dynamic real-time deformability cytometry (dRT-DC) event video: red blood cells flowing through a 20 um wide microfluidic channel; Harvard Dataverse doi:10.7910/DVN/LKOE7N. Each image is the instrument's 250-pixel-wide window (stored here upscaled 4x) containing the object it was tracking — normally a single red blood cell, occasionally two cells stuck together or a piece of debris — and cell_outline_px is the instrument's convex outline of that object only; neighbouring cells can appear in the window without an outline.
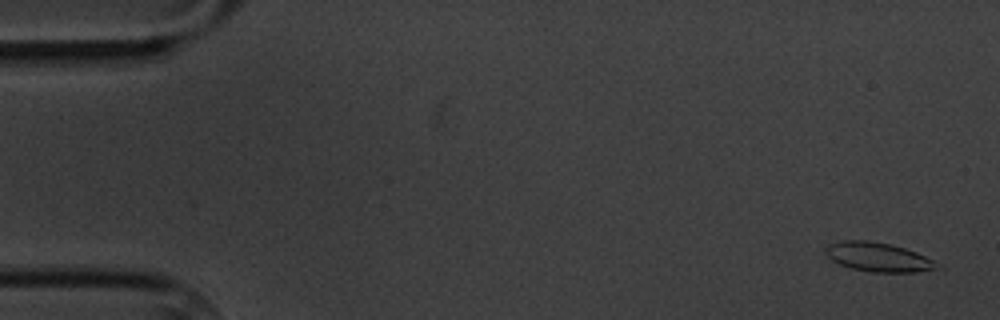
{"species": "common noctule bat (a hibernating species)", "species_latin": "Nyctalus noctula", "temperature_condition": "cold", "stored_images_in_passage": 15, "camera_frame_rate_fps": 3000, "um_per_image_px": 0.085, "animal": {"sex": "male", "body_mass_g": 20.1, "forearm_length_mm": 53.5}, "frame": {"image": 1, "passage_image": 1, "time_ms": 0.0, "image_size_px": [1000, 320], "cell_outline_px": [[936, 268], [912, 272], [872, 272], [852, 268], [840, 264], [832, 260], [824, 252], [824, 248], [828, 244], [844, 240], [868, 240], [892, 244], [916, 252], [932, 260], [936, 264]], "centroid_in_image_um": [74.56, 21.83], "position_along_channel_um": 10.4, "area_um2": 18.61}}
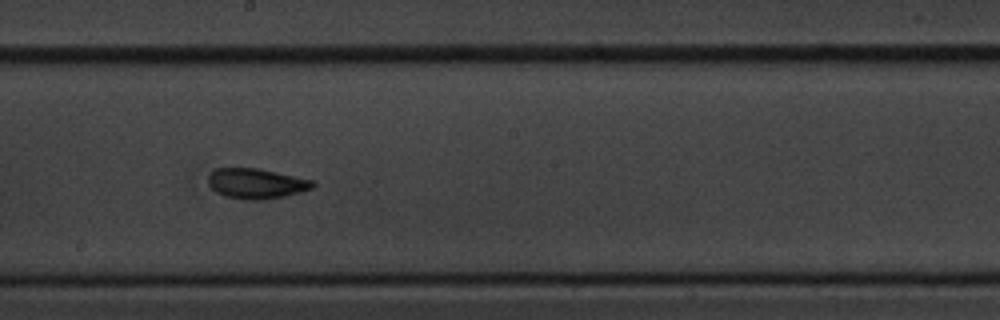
{"frame": {"image": 2, "passage_image": 9, "time_ms": 10.0, "image_size_px": [1000, 320], "cell_outline_px": [[316, 184], [312, 188], [300, 192], [284, 196], [264, 200], [244, 200], [224, 196], [216, 192], [208, 184], [208, 176], [216, 168], [256, 168], [316, 180]], "centroid_in_image_um": [21.8, 15.61], "position_along_channel_um": 226.4, "area_um2": 18.55}}
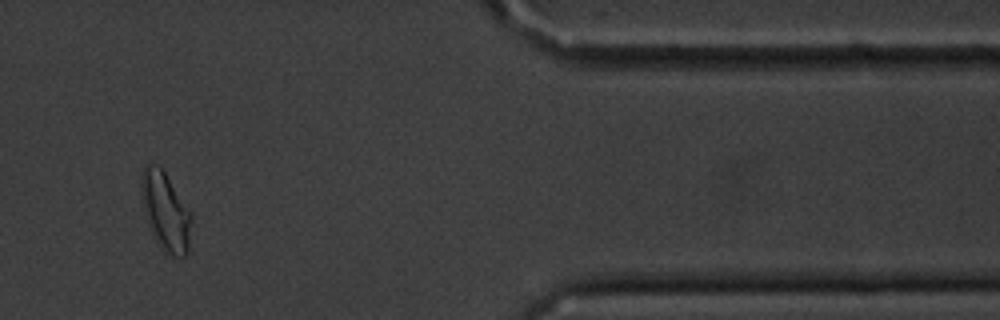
{"frame": {"image": 3, "passage_image": 14, "time_ms": 16.0, "image_size_px": [1000, 320], "cell_outline_px": [[192, 220], [188, 252], [184, 256], [172, 256], [160, 248], [148, 224], [144, 208], [140, 184], [140, 176], [144, 168], [152, 160], [164, 172], [192, 212]], "centroid_in_image_um": [14.08, 17.96], "position_along_channel_um": 397.3, "area_um2": 22.89}, "authors_computed_cell_mechanics": {"area_um2": 18.4382, "velocity_mm_per_s": 3.399, "shape_relaxation_time_tau1_ms": 1.7043, "shape_relaxation_time_tau2_ms": 1.5015, "deformation_change_tau1": 0.0896, "deformation_change_tau2": 0.0555}}